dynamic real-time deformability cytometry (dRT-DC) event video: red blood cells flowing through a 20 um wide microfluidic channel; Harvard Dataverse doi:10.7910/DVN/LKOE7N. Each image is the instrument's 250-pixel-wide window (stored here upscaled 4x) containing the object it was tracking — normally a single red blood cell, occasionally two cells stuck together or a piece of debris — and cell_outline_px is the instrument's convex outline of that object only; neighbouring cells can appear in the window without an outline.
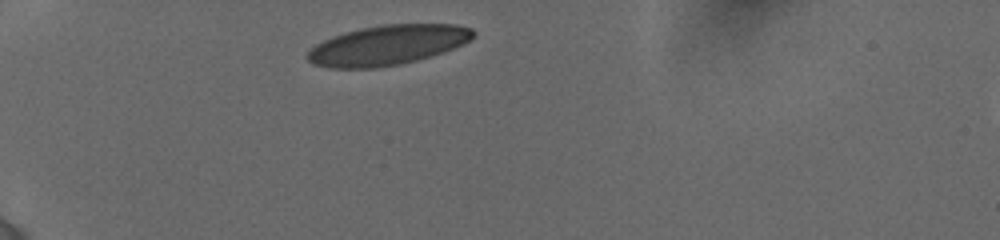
{"species": "human", "species_latin": "Homo sapiens", "temperature_condition": "cold", "stored_images_in_passage": 7, "camera_frame_rate_fps": 3000, "um_per_image_px": 0.085, "donor": {"sex": "female"}, "frame": {"image": 1, "passage_image": 1, "time_ms": 0.0, "image_size_px": [1000, 240], "cell_outline_px": [[476, 36], [452, 48], [416, 60], [400, 64], [376, 68], [328, 68], [312, 64], [304, 56], [316, 44], [332, 36], [344, 32], [360, 28], [384, 24], [456, 24], [472, 28], [476, 32]], "centroid_in_image_um": [32.9, 3.83], "position_along_channel_um": 52.1, "area_um2": 38.38}}
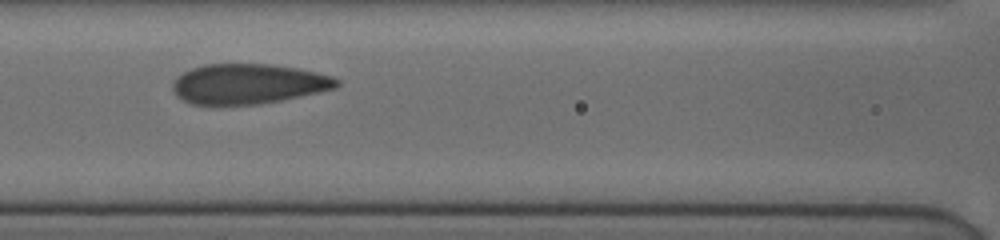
{"frame": {"image": 2, "passage_image": 4, "time_ms": 3.333, "image_size_px": [1000, 240], "cell_outline_px": [[340, 84], [336, 88], [320, 92], [260, 104], [192, 104], [176, 96], [172, 88], [172, 84], [176, 76], [192, 68], [204, 64], [272, 64], [296, 68], [316, 72], [332, 76], [340, 80]], "centroid_in_image_um": [21.11, 7.12], "position_along_channel_um": 145.5, "area_um2": 38.26}}
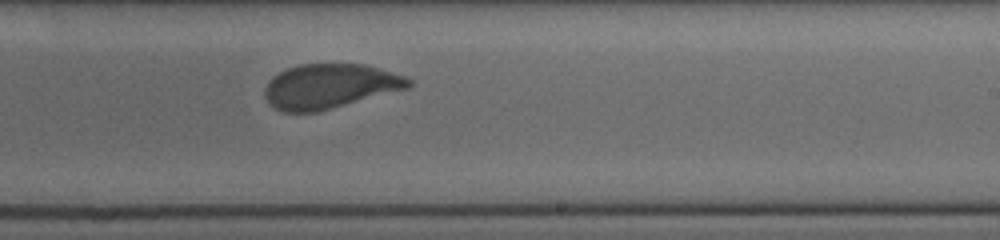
{"frame": {"image": 3, "passage_image": 7, "time_ms": 6.333, "image_size_px": [1000, 240], "cell_outline_px": [[412, 84], [408, 88], [316, 112], [284, 112], [268, 104], [264, 96], [264, 88], [268, 80], [272, 76], [288, 68], [300, 64], [364, 64], [380, 68], [404, 76], [412, 80]], "centroid_in_image_um": [27.99, 7.32], "position_along_channel_um": 261.0, "area_um2": 37.28}}